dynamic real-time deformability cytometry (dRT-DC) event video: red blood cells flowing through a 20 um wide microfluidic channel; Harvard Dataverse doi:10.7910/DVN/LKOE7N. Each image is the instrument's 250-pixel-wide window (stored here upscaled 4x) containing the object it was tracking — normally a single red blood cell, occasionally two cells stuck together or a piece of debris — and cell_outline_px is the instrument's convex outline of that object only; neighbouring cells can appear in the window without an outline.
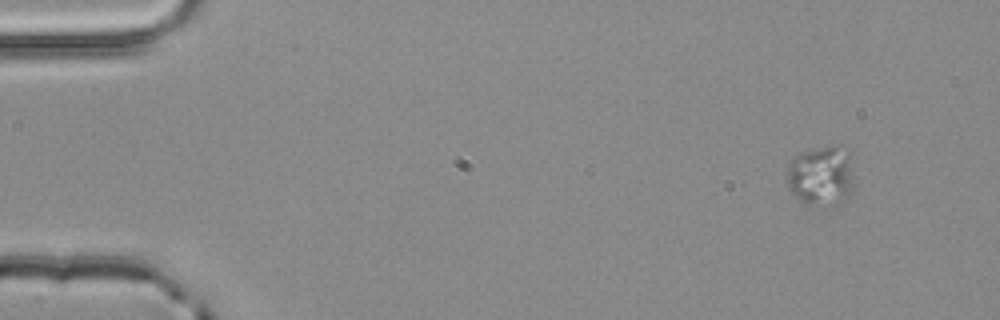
{"species": "common noctule bat (a hibernating species)", "species_latin": "Nyctalus noctula", "temperature_condition": "room temperature", "stored_images_in_passage": 3, "camera_frame_rate_fps": 3000, "um_per_image_px": 0.085, "animal": {"sex": "male", "body_mass_g": 20.4}, "frame": {"image": 1, "passage_image": 1, "time_ms": 0.0, "image_size_px": [1000, 320], "cell_outline_px": [[852, 192], [844, 200], [836, 204], [804, 204], [788, 188], [788, 164], [792, 156], [800, 152], [832, 144], [840, 144], [848, 156], [852, 184]], "centroid_in_image_um": [69.75, 14.91], "position_along_channel_um": 15.2, "area_um2": 23.18}}